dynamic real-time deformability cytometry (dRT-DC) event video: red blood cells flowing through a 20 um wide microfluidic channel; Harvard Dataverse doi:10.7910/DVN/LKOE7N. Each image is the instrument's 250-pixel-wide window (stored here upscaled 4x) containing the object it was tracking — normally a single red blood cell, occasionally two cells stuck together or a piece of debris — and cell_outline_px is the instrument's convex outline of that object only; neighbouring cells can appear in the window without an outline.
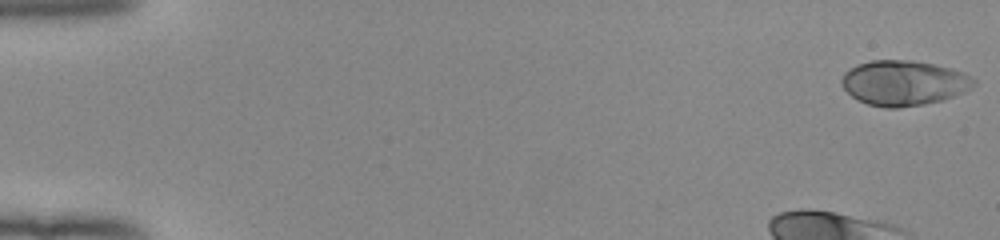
{"species": "human", "species_latin": "Homo sapiens", "temperature_condition": "room temperature", "stored_images_in_passage": 44, "camera_frame_rate_fps": 3000, "um_per_image_px": 0.085, "donor": {"sex": "female"}, "frame": {"image": 1, "passage_image": 1, "time_ms": 0.0, "image_size_px": [1000, 240], "cell_outline_px": [[976, 84], [964, 92], [944, 100], [924, 104], [896, 108], [884, 108], [868, 104], [852, 96], [840, 84], [840, 80], [844, 72], [848, 68], [856, 64], [872, 60], [912, 60], [936, 64], [952, 68], [964, 72], [972, 76], [976, 80]], "centroid_in_image_um": [76.83, 7.04], "position_along_channel_um": 8.2, "area_um2": 35.14}}
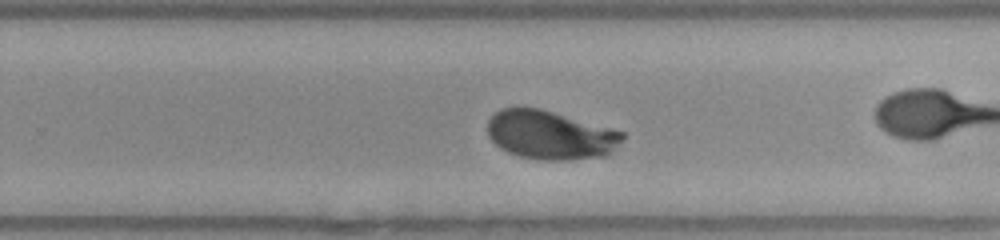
{"frame": {"image": 2, "passage_image": 32, "time_ms": 10.333, "image_size_px": [1000, 240], "cell_outline_px": [[628, 136], [608, 152], [600, 156], [572, 160], [544, 160], [520, 156], [508, 152], [500, 148], [488, 136], [488, 120], [500, 108], [540, 108], [628, 132]], "centroid_in_image_um": [46.81, 11.46], "position_along_channel_um": 283.0, "area_um2": 38.38}, "authors_computed_cell_mechanics": {"area_um2": 38.437, "velocity_mm_per_s": 3.9535, "shape_relaxation_time_tau1_ms": 2.3925, "shape_relaxation_time_tau2_ms": null, "deformation_change_tau1": 0.1364, "deformation_change_tau2": null}}